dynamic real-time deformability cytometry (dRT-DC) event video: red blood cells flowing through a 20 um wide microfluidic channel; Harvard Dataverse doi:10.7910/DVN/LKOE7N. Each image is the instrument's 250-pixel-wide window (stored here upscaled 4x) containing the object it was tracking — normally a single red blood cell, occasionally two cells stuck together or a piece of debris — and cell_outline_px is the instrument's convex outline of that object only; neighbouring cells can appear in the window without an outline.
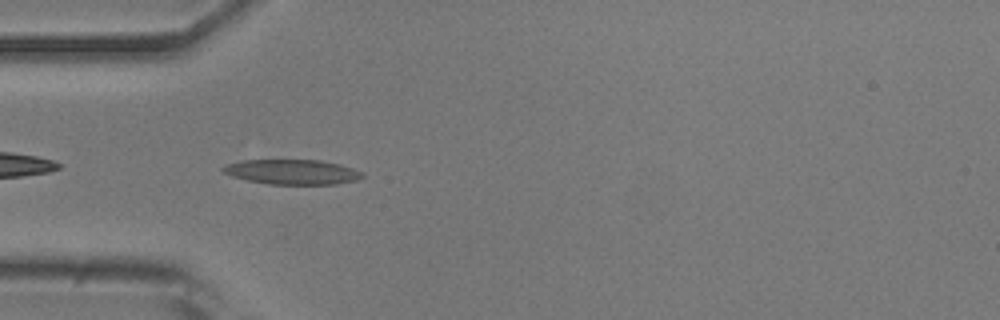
{"species": "common noctule bat (a hibernating species)", "species_latin": "Nyctalus noctula", "temperature_condition": "room temperature", "stored_images_in_passage": 38, "camera_frame_rate_fps": 3000, "um_per_image_px": 0.085, "animal": {"sex": "male", "body_mass_g": 20.5, "forearm_length_mm": 52.5}, "frame": {"image": 1, "passage_image": 2, "time_ms": 0.333, "image_size_px": [1000, 320], "cell_outline_px": [[364, 176], [356, 180], [336, 184], [268, 184], [248, 180], [232, 176], [224, 172], [220, 168], [228, 164], [240, 160], [320, 160], [340, 164], [364, 172]], "centroid_in_image_um": [24.86, 14.61], "position_along_channel_um": 60.1, "area_um2": 20.17}}
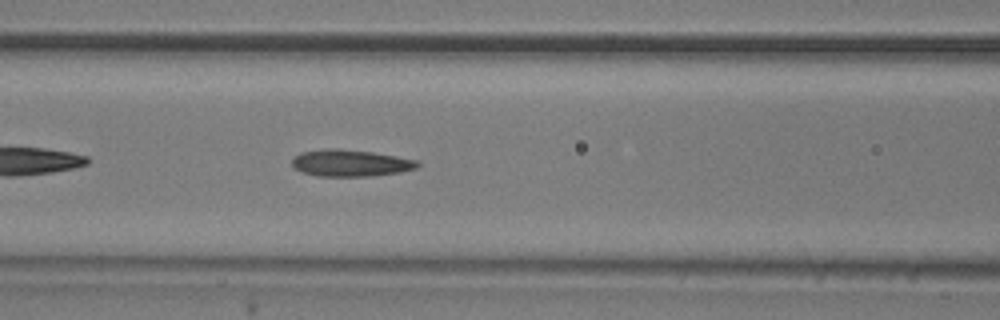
{"frame": {"image": 2, "passage_image": 8, "time_ms": 2.333, "image_size_px": [1000, 320], "cell_outline_px": [[420, 164], [416, 168], [400, 172], [372, 176], [316, 176], [304, 172], [296, 168], [292, 164], [292, 160], [300, 152], [324, 148], [340, 148], [372, 152], [396, 156], [416, 160]], "centroid_in_image_um": [29.78, 13.85], "position_along_channel_um": 136.8, "area_um2": 19.54}}
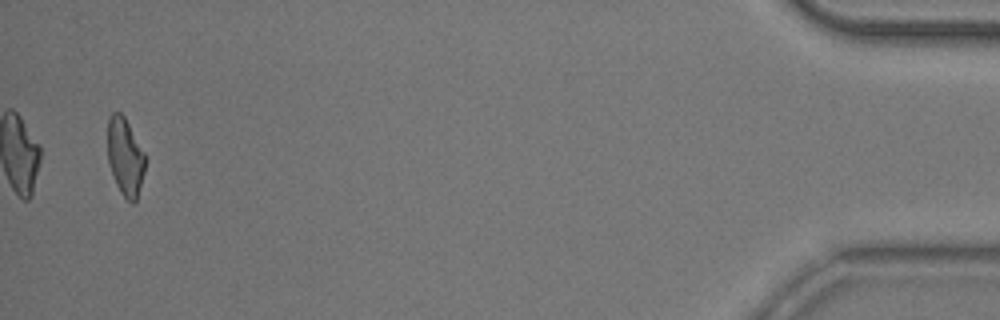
{"frame": {"image": 3, "passage_image": 37, "time_ms": 12.0, "image_size_px": [1000, 320], "cell_outline_px": [[144, 172], [136, 200], [132, 204], [120, 192], [116, 184], [108, 160], [108, 116], [112, 112], [120, 112], [124, 116], [144, 152]], "centroid_in_image_um": [10.62, 13.31], "position_along_channel_um": 424.6, "area_um2": 16.7}, "authors_computed_cell_mechanics": {"area_um2": 18.785, "velocity_mm_per_s": 3.8714, "shape_relaxation_time_tau1_ms": 8.982, "shape_relaxation_time_tau2_ms": 2.7789, "deformation_change_tau1": 0.219, "deformation_change_tau2": 0.1291}}